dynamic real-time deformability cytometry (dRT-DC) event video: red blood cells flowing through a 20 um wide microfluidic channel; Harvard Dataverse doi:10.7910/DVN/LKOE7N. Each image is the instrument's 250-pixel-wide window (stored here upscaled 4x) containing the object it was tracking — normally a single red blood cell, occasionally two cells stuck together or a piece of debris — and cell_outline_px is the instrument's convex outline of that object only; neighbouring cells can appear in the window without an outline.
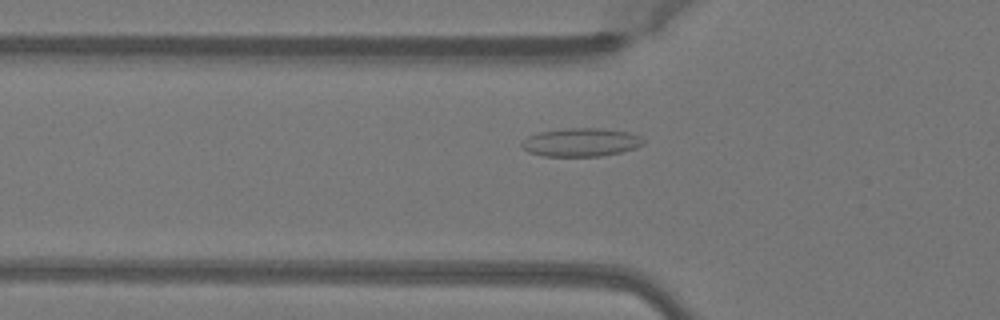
{"species": "Egyptian fruit bat (a non-hibernating species)", "species_latin": "Rousettus aegyptiacus", "temperature_condition": "warm", "stored_images_in_passage": 36, "camera_frame_rate_fps": 3000, "um_per_image_px": 0.085, "animal": {"sex": "female"}, "frame": {"image": 1, "passage_image": 3, "time_ms": 0.667, "image_size_px": [1000, 320], "cell_outline_px": [[644, 144], [636, 148], [620, 152], [600, 156], [544, 156], [528, 152], [520, 144], [528, 136], [540, 132], [564, 128], [600, 128], [628, 132], [640, 136], [644, 140]], "centroid_in_image_um": [49.39, 12.09], "position_along_channel_um": 76.4, "area_um2": 20.06}}
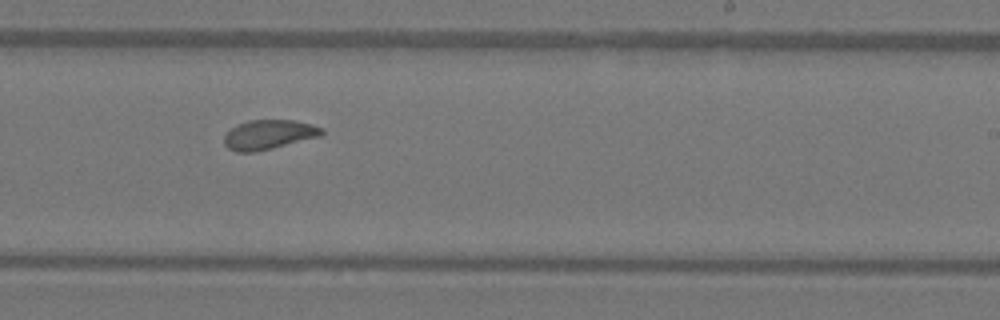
{"frame": {"image": 2, "passage_image": 17, "time_ms": 5.333, "image_size_px": [1000, 320], "cell_outline_px": [[324, 132], [320, 136], [256, 152], [236, 152], [228, 148], [224, 144], [224, 136], [236, 124], [248, 120], [292, 120], [312, 124], [320, 128]], "centroid_in_image_um": [22.8, 11.44], "position_along_channel_um": 266.2, "area_um2": 16.65}}
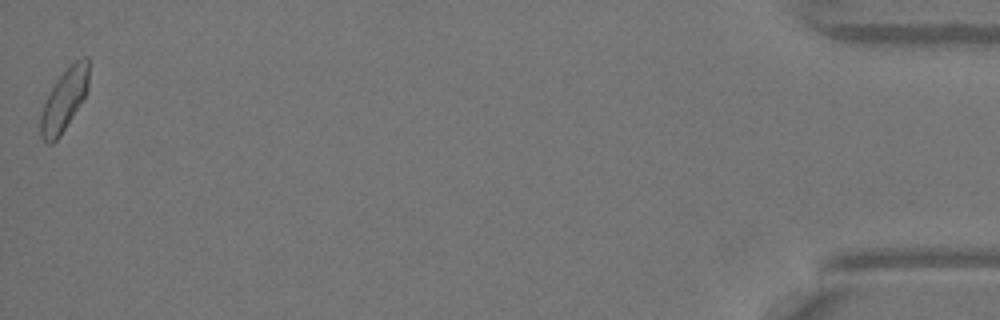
{"frame": {"image": 3, "passage_image": 36, "time_ms": 11.667, "image_size_px": [1000, 320], "cell_outline_px": [[88, 88], [80, 104], [60, 136], [52, 144], [44, 144], [40, 136], [40, 112], [56, 80], [76, 60], [84, 56], [88, 56]], "centroid_in_image_um": [5.43, 8.55], "position_along_channel_um": 429.8, "area_um2": 17.17}, "authors_computed_cell_mechanics": {"area_um2": 16.9065, "velocity_mm_per_s": 4.0458, "shape_relaxation_time_tau1_ms": null, "shape_relaxation_time_tau2_ms": 1.2889, "deformation_change_tau1": null, "deformation_change_tau2": 0.0659}}